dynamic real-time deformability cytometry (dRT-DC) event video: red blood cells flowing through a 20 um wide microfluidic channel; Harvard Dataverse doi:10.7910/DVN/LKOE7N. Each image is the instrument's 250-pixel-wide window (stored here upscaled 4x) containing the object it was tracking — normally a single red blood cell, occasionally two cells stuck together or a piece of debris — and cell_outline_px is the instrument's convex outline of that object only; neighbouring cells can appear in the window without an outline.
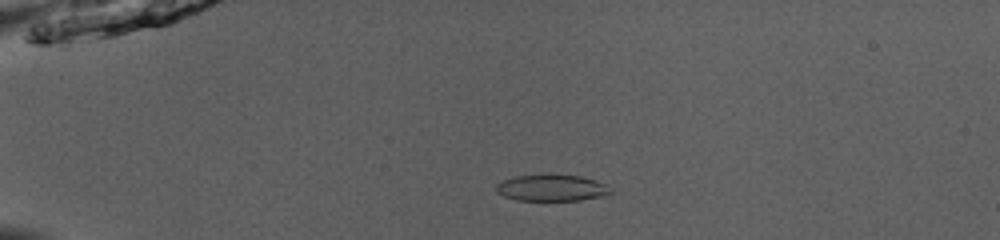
{"species": "common noctule bat (a hibernating species)", "species_latin": "Nyctalus noctula", "temperature_condition": "room temperature", "stored_images_in_passage": 52, "camera_frame_rate_fps": 3000, "um_per_image_px": 0.085, "animal": {"sex": "male", "body_mass_g": 13.0, "forearm_length_mm": 53.1}, "frame": {"image": 1, "passage_image": 14, "time_ms": 4.333, "image_size_px": [1000, 240], "cell_outline_px": [[612, 192], [608, 196], [580, 200], [516, 200], [504, 196], [496, 192], [496, 184], [504, 180], [516, 176], [580, 176], [596, 180], [608, 184], [612, 188]], "centroid_in_image_um": [46.97, 16.0], "position_along_channel_um": 38.0, "area_um2": 17.46}}
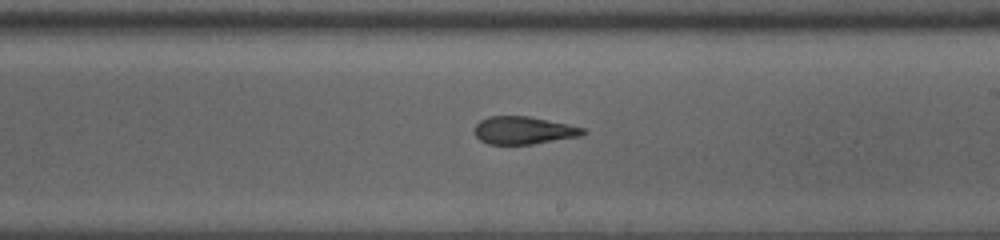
{"frame": {"image": 2, "passage_image": 33, "time_ms": 10.667, "image_size_px": [1000, 240], "cell_outline_px": [[588, 132], [580, 136], [532, 144], [488, 144], [480, 140], [472, 132], [476, 124], [480, 120], [488, 116], [528, 116], [568, 124], [584, 128]], "centroid_in_image_um": [44.48, 11.08], "position_along_channel_um": 244.5, "area_um2": 17.57}}
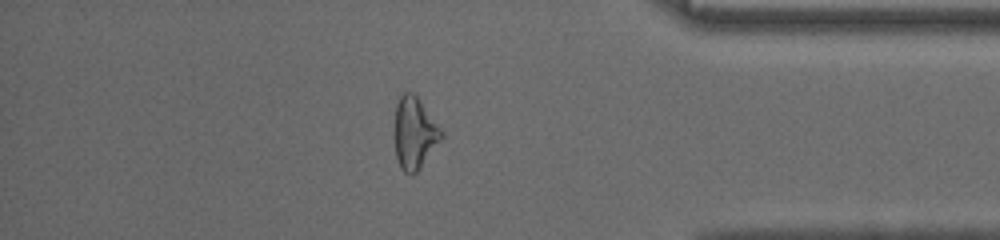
{"frame": {"image": 3, "passage_image": 46, "time_ms": 15.0, "image_size_px": [1000, 240], "cell_outline_px": [[444, 136], [420, 168], [416, 172], [404, 172], [400, 168], [396, 156], [392, 136], [396, 104], [400, 96], [404, 92], [412, 92], [416, 96], [444, 132]], "centroid_in_image_um": [35.19, 11.3], "position_along_channel_um": 400.0, "area_um2": 19.83}, "authors_computed_cell_mechanics": {"area_um2": 19.1607, "velocity_mm_per_s": 4.0025, "shape_relaxation_time_tau1_ms": null, "shape_relaxation_time_tau2_ms": 2.3658, "deformation_change_tau1": null, "deformation_change_tau2": 0.0873}}